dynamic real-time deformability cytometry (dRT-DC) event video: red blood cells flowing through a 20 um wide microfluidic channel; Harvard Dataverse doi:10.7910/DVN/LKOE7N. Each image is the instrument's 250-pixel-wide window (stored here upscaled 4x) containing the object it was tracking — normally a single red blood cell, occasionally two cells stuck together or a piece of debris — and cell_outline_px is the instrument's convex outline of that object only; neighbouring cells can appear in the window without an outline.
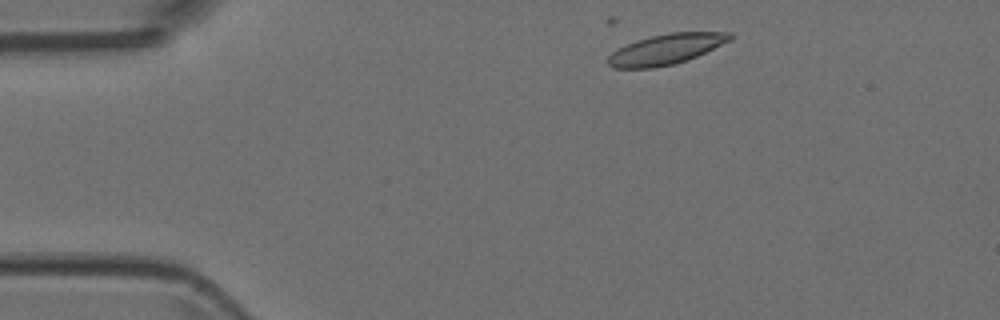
{"species": "Egyptian fruit bat (a non-hibernating species)", "species_latin": "Rousettus aegyptiacus", "temperature_condition": "room temperature", "stored_images_in_passage": 32, "camera_frame_rate_fps": 3000, "um_per_image_px": 0.085, "animal": {"sex": "female"}, "frame": {"image": 1, "passage_image": 3, "time_ms": 0.667, "image_size_px": [1000, 320], "cell_outline_px": [[732, 40], [696, 56], [672, 64], [652, 68], [612, 68], [608, 64], [608, 56], [616, 48], [636, 40], [668, 32], [732, 32]], "centroid_in_image_um": [56.59, 4.17], "position_along_channel_um": 28.4, "area_um2": 21.5}}
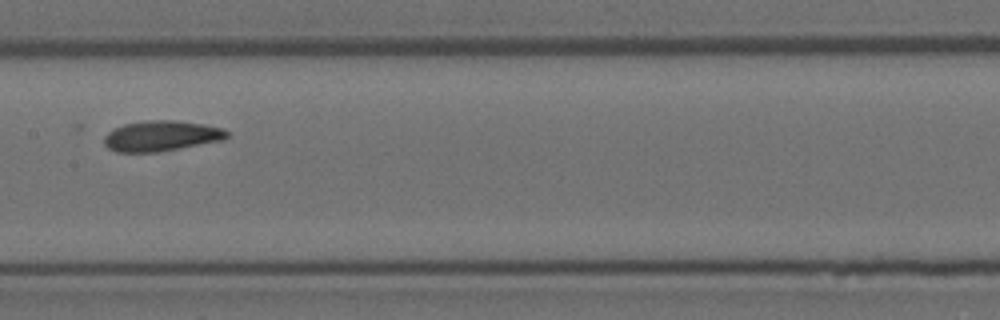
{"frame": {"image": 2, "passage_image": 20, "time_ms": 6.333, "image_size_px": [1000, 320], "cell_outline_px": [[228, 136], [224, 140], [180, 148], [156, 152], [116, 152], [108, 148], [104, 144], [104, 136], [108, 132], [124, 124], [144, 120], [180, 120], [224, 128], [228, 132]], "centroid_in_image_um": [13.72, 11.55], "position_along_channel_um": 193.7, "area_um2": 21.91}}
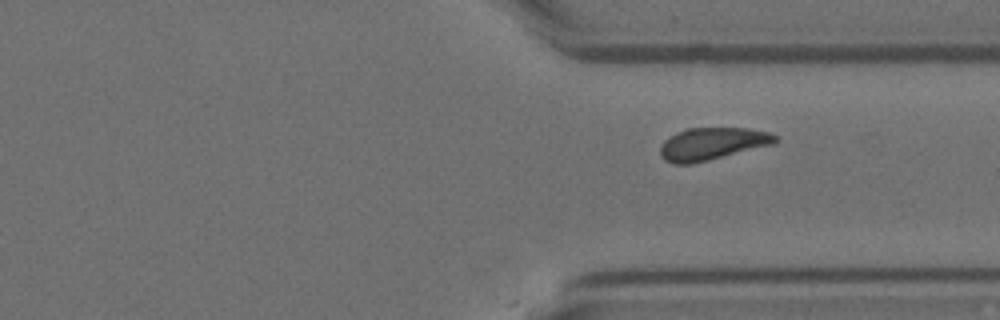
{"frame": {"image": 3, "passage_image": 32, "time_ms": 10.333, "image_size_px": [1000, 320], "cell_outline_px": [[780, 140], [776, 144], [708, 160], [688, 164], [676, 164], [664, 160], [660, 152], [660, 148], [664, 140], [684, 128], [744, 128], [768, 132], [780, 136]], "centroid_in_image_um": [60.59, 12.21], "position_along_channel_um": 350.8, "area_um2": 21.79}}